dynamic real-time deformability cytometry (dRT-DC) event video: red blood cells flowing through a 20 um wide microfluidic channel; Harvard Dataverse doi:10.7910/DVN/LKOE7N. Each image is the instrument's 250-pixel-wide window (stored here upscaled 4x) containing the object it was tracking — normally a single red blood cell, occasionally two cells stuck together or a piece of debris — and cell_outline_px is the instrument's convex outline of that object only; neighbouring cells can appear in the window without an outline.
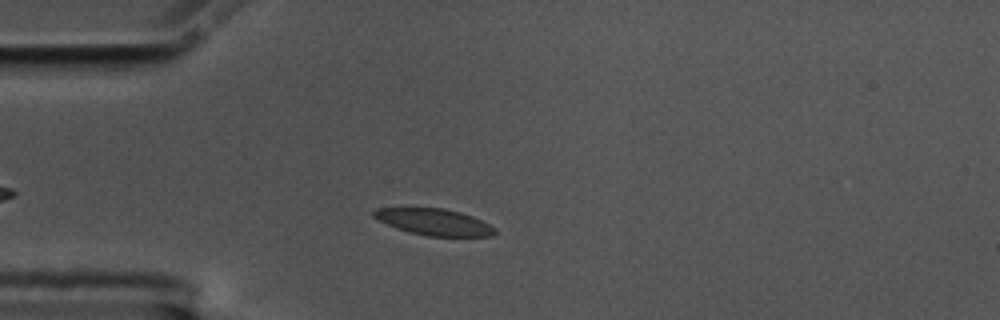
{"species": "common noctule bat (a hibernating species)", "species_latin": "Nyctalus noctula", "temperature_condition": "cold", "stored_images_in_passage": 43, "camera_frame_rate_fps": 3000, "um_per_image_px": 0.085, "animal": {"sex": "male", "body_mass_g": 17.5, "forearm_length_mm": 52.3}, "frame": {"image": 1, "passage_image": 10, "time_ms": 3.0, "image_size_px": [1000, 320], "cell_outline_px": [[496, 232], [492, 236], [428, 236], [408, 232], [396, 228], [372, 216], [372, 212], [376, 208], [404, 204], [412, 204], [444, 208], [460, 212], [472, 216], [496, 228]], "centroid_in_image_um": [36.78, 18.79], "position_along_channel_um": 48.2, "area_um2": 19.65}}
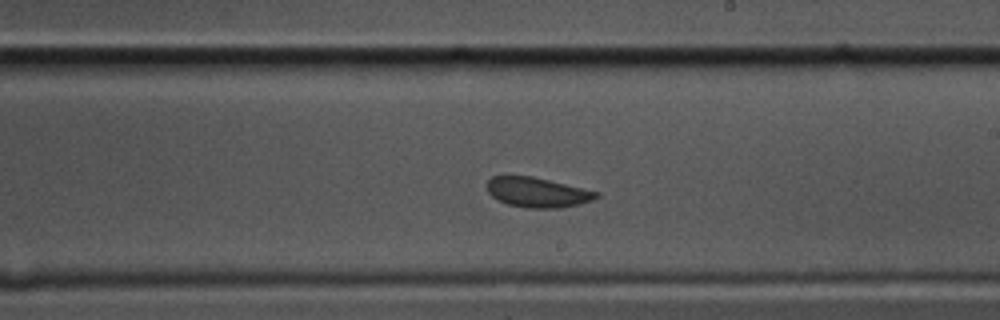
{"frame": {"image": 2, "passage_image": 28, "time_ms": 9.0, "image_size_px": [1000, 320], "cell_outline_px": [[600, 196], [592, 200], [580, 204], [560, 208], [528, 208], [508, 204], [496, 200], [488, 192], [488, 180], [492, 176], [532, 176], [600, 192]], "centroid_in_image_um": [45.7, 16.35], "position_along_channel_um": 243.3, "area_um2": 19.02}}
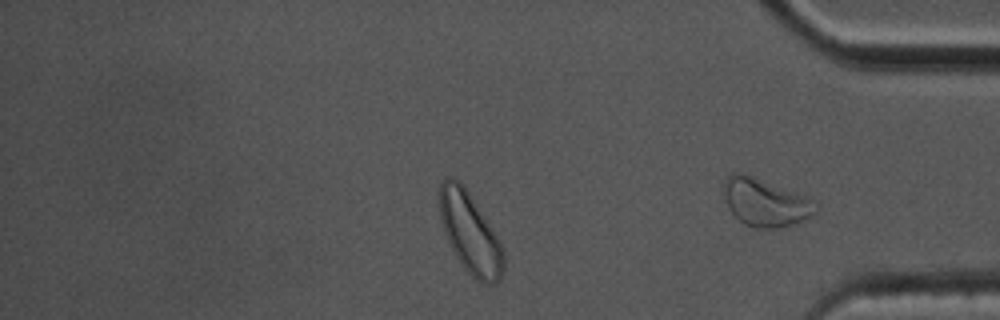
{"frame": {"image": 3, "passage_image": 39, "time_ms": 12.667, "image_size_px": [1000, 320], "cell_outline_px": [[504, 272], [500, 280], [492, 284], [484, 284], [476, 280], [464, 268], [456, 256], [444, 232], [440, 220], [436, 192], [440, 184], [448, 176], [452, 176], [468, 192], [500, 240], [504, 252]], "centroid_in_image_um": [39.93, 19.81], "position_along_channel_um": 395.3, "area_um2": 30.29}, "authors_computed_cell_mechanics": {"area_um2": 19.4786, "velocity_mm_per_s": 3.4895, "shape_relaxation_time_tau1_ms": 2.0141, "shape_relaxation_time_tau2_ms": 0.7728, "deformation_change_tau1": 0.0826, "deformation_change_tau2": 0.0657}}